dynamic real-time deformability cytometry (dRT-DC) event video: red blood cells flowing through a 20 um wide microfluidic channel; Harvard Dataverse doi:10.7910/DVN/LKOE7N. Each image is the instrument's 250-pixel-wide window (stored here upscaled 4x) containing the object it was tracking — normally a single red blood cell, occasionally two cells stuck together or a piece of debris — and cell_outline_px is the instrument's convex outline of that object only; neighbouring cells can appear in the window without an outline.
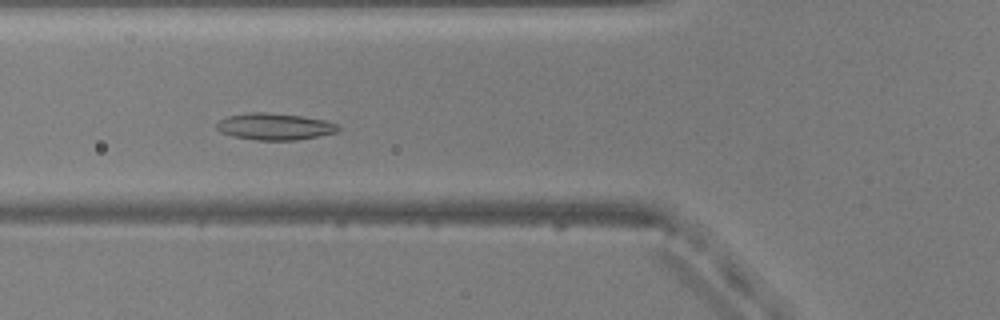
{"species": "common noctule bat (a hibernating species)", "species_latin": "Nyctalus noctula", "temperature_condition": "warm", "stored_images_in_passage": 46, "camera_frame_rate_fps": 3000, "um_per_image_px": 0.085, "animal": {"sex": "male", "body_mass_g": 20.5, "forearm_length_mm": 52.5}, "frame": {"image": 1, "passage_image": 12, "time_ms": 3.667, "image_size_px": [1000, 320], "cell_outline_px": [[340, 128], [336, 132], [296, 140], [256, 140], [232, 136], [220, 132], [216, 128], [216, 124], [220, 120], [228, 116], [248, 112], [264, 112], [300, 116], [324, 120], [336, 124]], "centroid_in_image_um": [23.29, 10.76], "position_along_channel_um": 102.5, "area_um2": 18.73}}
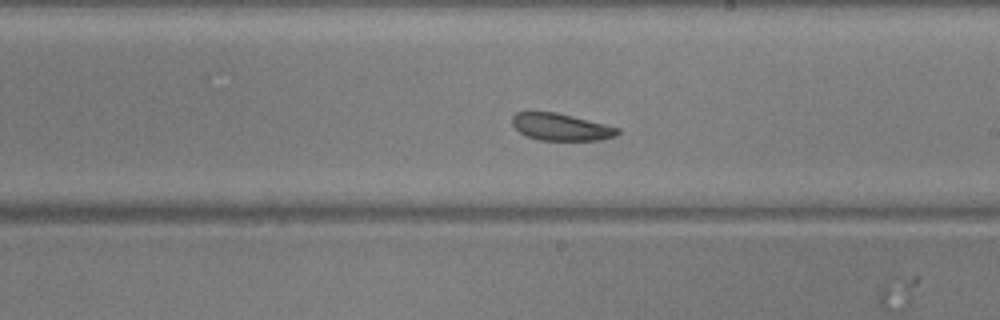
{"frame": {"image": 2, "passage_image": 23, "time_ms": 7.333, "image_size_px": [1000, 320], "cell_outline_px": [[620, 132], [616, 136], [600, 140], [540, 140], [528, 136], [520, 132], [512, 124], [512, 116], [516, 112], [556, 112], [620, 128]], "centroid_in_image_um": [47.69, 10.8], "position_along_channel_um": 241.3, "area_um2": 16.47}}
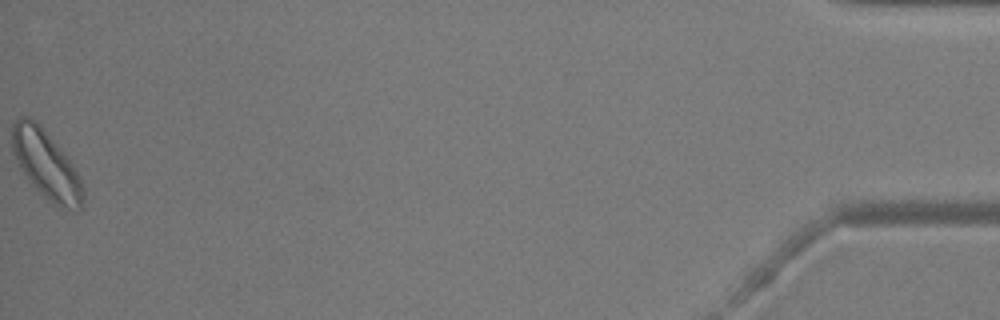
{"frame": {"image": 3, "passage_image": 46, "time_ms": 15.0, "image_size_px": [1000, 320], "cell_outline_px": [[84, 208], [76, 212], [72, 212], [60, 208], [44, 196], [28, 180], [20, 168], [12, 152], [12, 124], [20, 116], [28, 116], [36, 120], [40, 124], [72, 164], [80, 180], [84, 192]], "centroid_in_image_um": [3.93, 14.03], "position_along_channel_um": 431.3, "area_um2": 28.26}, "authors_computed_cell_mechanics": {"area_um2": 19.0162, "velocity_mm_per_s": 3.7865, "shape_relaxation_time_tau1_ms": 3.5209, "shape_relaxation_time_tau2_ms": 5.7418, "deformation_change_tau1": 0.0649, "deformation_change_tau2": 0.1403}}